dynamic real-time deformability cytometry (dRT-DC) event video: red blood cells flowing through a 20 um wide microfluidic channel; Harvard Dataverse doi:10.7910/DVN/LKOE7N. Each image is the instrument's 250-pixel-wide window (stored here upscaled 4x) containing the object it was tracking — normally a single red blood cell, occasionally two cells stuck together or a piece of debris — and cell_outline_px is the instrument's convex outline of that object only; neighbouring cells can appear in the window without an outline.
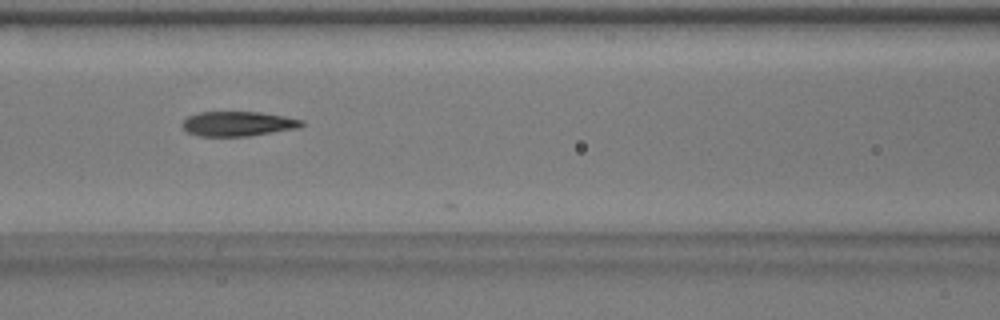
{"species": "common noctule bat (a hibernating species)", "species_latin": "Nyctalus noctula", "temperature_condition": "warm", "stored_images_in_passage": 20, "camera_frame_rate_fps": 3000, "um_per_image_px": 0.085, "animal": {"sex": "male", "body_mass_g": 17.9}, "frame": {"image": 1, "passage_image": 7, "time_ms": 2.0, "image_size_px": [1000, 320], "cell_outline_px": [[304, 124], [296, 128], [248, 136], [200, 136], [188, 132], [180, 124], [188, 116], [200, 112], [260, 112], [284, 116], [304, 120]], "centroid_in_image_um": [20.21, 10.51], "position_along_channel_um": 146.4, "area_um2": 17.05}}